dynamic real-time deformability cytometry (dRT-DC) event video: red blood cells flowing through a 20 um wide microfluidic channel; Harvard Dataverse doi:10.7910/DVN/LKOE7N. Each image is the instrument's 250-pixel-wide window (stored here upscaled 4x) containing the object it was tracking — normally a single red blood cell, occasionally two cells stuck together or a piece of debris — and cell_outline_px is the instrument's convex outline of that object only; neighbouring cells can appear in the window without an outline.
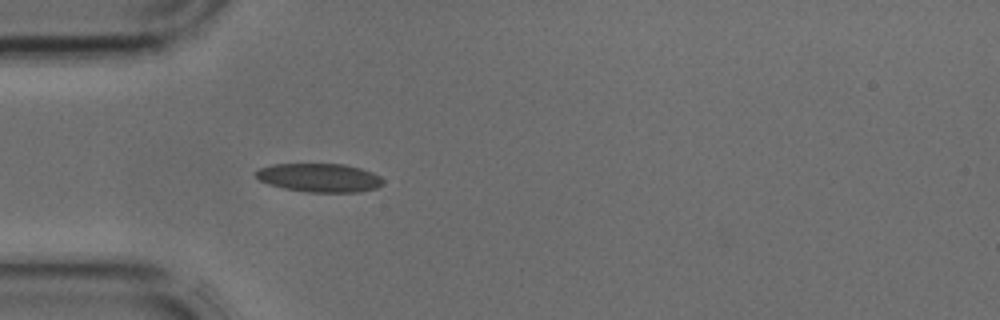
{"species": "common noctule bat (a hibernating species)", "species_latin": "Nyctalus noctula", "temperature_condition": "cold", "stored_images_in_passage": 31, "camera_frame_rate_fps": 3000, "um_per_image_px": 0.085, "animal": {"sex": "male", "body_mass_g": 17.9, "forearm_length_mm": 54.2}, "frame": {"image": 1, "passage_image": 1, "time_ms": 0.0, "image_size_px": [1000, 320], "cell_outline_px": [[384, 184], [376, 188], [356, 192], [308, 192], [284, 188], [268, 184], [260, 180], [256, 176], [256, 172], [260, 168], [272, 164], [344, 164], [360, 168], [372, 172], [380, 176], [384, 180]], "centroid_in_image_um": [27.18, 15.1], "position_along_channel_um": 57.8, "area_um2": 21.15}}
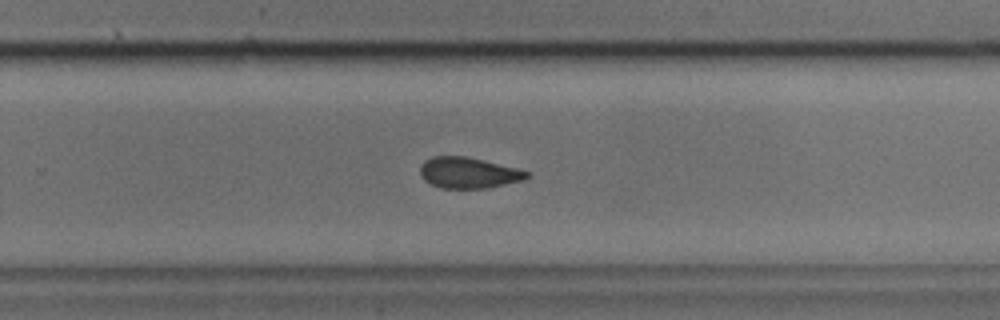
{"frame": {"image": 2, "passage_image": 16, "time_ms": 5.0, "image_size_px": [1000, 320], "cell_outline_px": [[528, 176], [524, 180], [488, 188], [440, 188], [424, 180], [420, 176], [420, 164], [424, 160], [432, 156], [464, 156], [484, 160], [516, 168], [528, 172]], "centroid_in_image_um": [39.77, 14.68], "position_along_channel_um": 290.0, "area_um2": 19.25}}
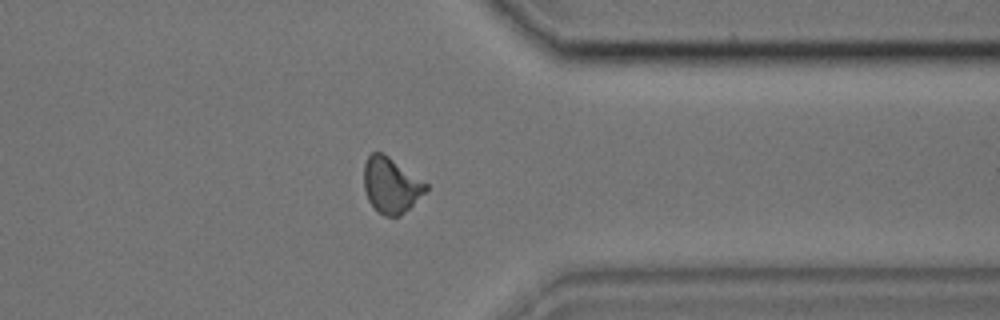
{"frame": {"image": 3, "passage_image": 22, "time_ms": 7.0, "image_size_px": [1000, 320], "cell_outline_px": [[428, 188], [400, 216], [384, 216], [376, 212], [368, 200], [364, 188], [364, 164], [368, 156], [372, 152], [380, 152], [388, 156], [428, 184]], "centroid_in_image_um": [33.2, 15.75], "position_along_channel_um": 378.2, "area_um2": 19.83}}